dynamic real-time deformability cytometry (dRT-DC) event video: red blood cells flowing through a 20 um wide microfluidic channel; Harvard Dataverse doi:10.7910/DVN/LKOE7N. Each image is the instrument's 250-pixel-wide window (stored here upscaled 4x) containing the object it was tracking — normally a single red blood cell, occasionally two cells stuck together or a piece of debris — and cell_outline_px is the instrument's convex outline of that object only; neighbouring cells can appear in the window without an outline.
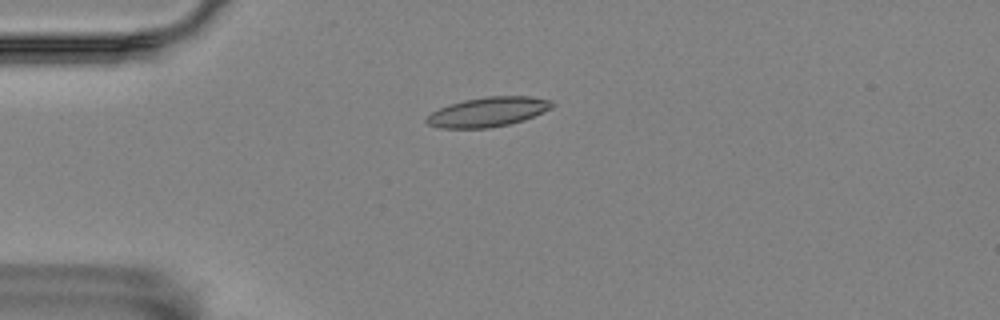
{"species": "Egyptian fruit bat (a non-hibernating species)", "species_latin": "Rousettus aegyptiacus", "temperature_condition": "room temperature", "stored_images_in_passage": 58, "camera_frame_rate_fps": 3000, "um_per_image_px": 0.085, "animal": {"sex": "female"}, "frame": {"image": 1, "passage_image": 15, "time_ms": 4.667, "image_size_px": [1000, 320], "cell_outline_px": [[556, 104], [552, 108], [524, 120], [508, 124], [488, 128], [440, 128], [428, 124], [424, 120], [432, 112], [448, 104], [464, 100], [484, 96], [532, 96], [552, 100]], "centroid_in_image_um": [41.5, 9.5], "position_along_channel_um": 43.5, "area_um2": 21.73}}
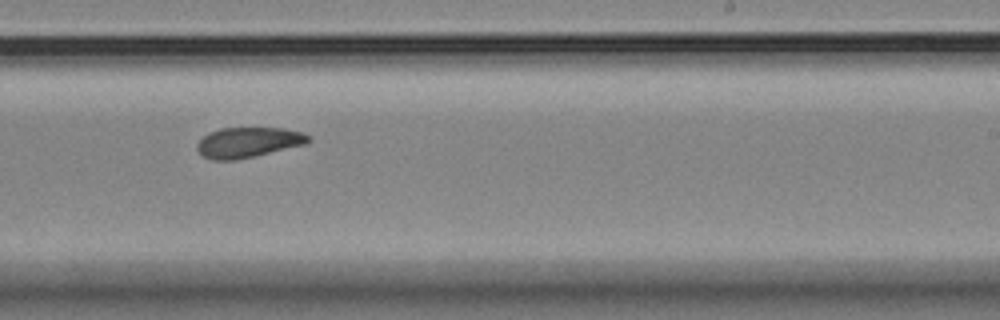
{"frame": {"image": 2, "passage_image": 36, "time_ms": 11.667, "image_size_px": [1000, 320], "cell_outline_px": [[312, 140], [304, 144], [236, 160], [212, 160], [204, 156], [196, 148], [196, 144], [208, 132], [220, 128], [284, 128], [304, 132]], "centroid_in_image_um": [21.08, 12.09], "position_along_channel_um": 267.9, "area_um2": 19.48}}
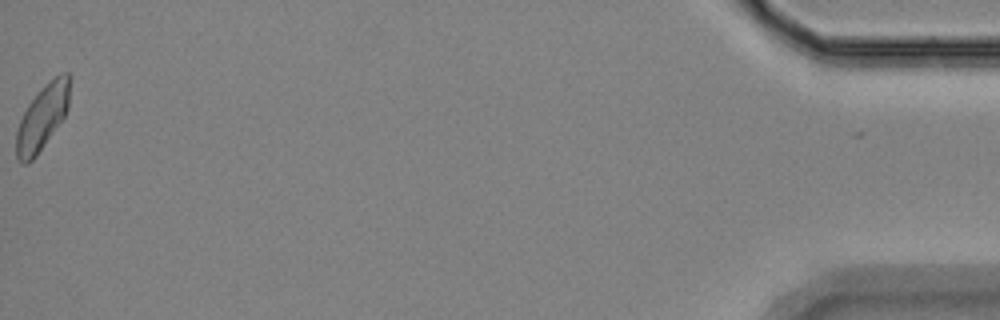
{"frame": {"image": 3, "passage_image": 58, "time_ms": 19.0, "image_size_px": [1000, 320], "cell_outline_px": [[72, 80], [68, 108], [64, 116], [36, 156], [28, 164], [24, 164], [16, 160], [16, 132], [20, 120], [28, 104], [60, 72], [68, 72], [72, 76]], "centroid_in_image_um": [3.62, 9.98], "position_along_channel_um": 431.6, "area_um2": 20.06}, "authors_computed_cell_mechanics": {"area_um2": 20.1433, "velocity_mm_per_s": 3.5122, "shape_relaxation_time_tau1_ms": 5.8726, "shape_relaxation_time_tau2_ms": 2.5484, "deformation_change_tau1": 0.1157, "deformation_change_tau2": 0.0785}}